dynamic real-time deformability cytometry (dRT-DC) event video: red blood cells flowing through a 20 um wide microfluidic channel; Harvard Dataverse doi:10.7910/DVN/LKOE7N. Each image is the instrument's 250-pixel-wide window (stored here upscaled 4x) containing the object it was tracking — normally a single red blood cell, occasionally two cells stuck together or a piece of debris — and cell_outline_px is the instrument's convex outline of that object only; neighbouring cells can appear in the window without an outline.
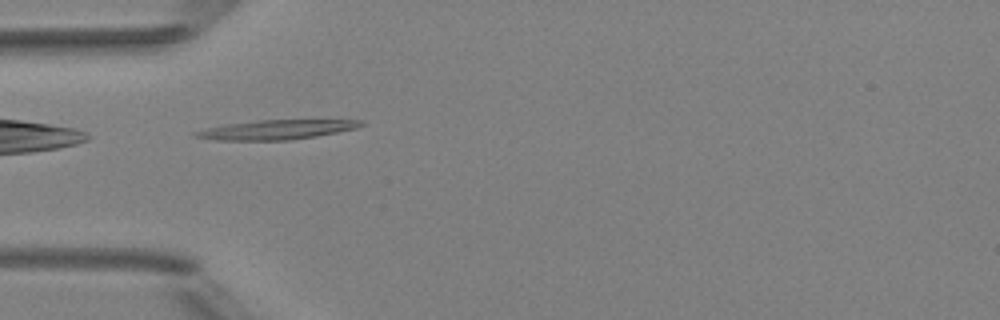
{"species": "Egyptian fruit bat (a non-hibernating species)", "species_latin": "Rousettus aegyptiacus", "temperature_condition": "room temperature", "stored_images_in_passage": 6, "camera_frame_rate_fps": 3000, "um_per_image_px": 0.085, "animal": {"sex": "female"}, "frame": {"image": 1, "passage_image": 5, "time_ms": 4.667, "image_size_px": [1000, 320], "cell_outline_px": [[364, 124], [356, 128], [316, 136], [288, 140], [216, 140], [192, 136], [192, 132], [208, 128], [228, 124], [260, 120], [364, 120]], "centroid_in_image_um": [23.49, 11.02], "position_along_channel_um": 61.5, "area_um2": 18.5}}
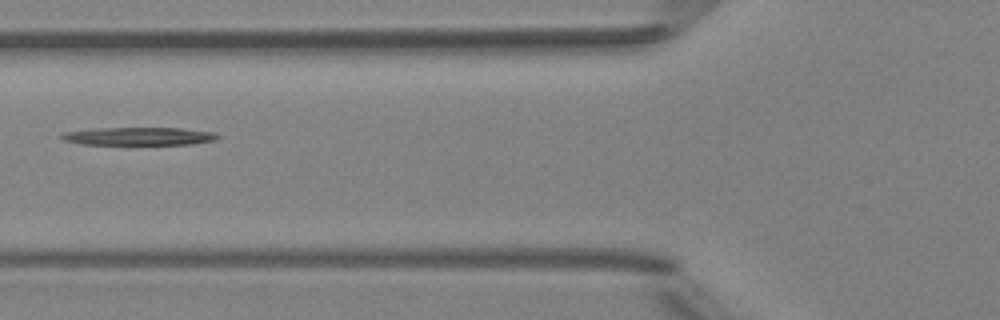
{"frame": {"image": 2, "passage_image": 6, "time_ms": 6.0, "image_size_px": [1000, 320], "cell_outline_px": [[220, 136], [216, 140], [192, 144], [84, 144], [64, 140], [60, 136], [60, 132], [96, 128], [180, 128], [216, 132]], "centroid_in_image_um": [11.82, 11.57], "position_along_channel_um": 114.0, "area_um2": 16.3}}